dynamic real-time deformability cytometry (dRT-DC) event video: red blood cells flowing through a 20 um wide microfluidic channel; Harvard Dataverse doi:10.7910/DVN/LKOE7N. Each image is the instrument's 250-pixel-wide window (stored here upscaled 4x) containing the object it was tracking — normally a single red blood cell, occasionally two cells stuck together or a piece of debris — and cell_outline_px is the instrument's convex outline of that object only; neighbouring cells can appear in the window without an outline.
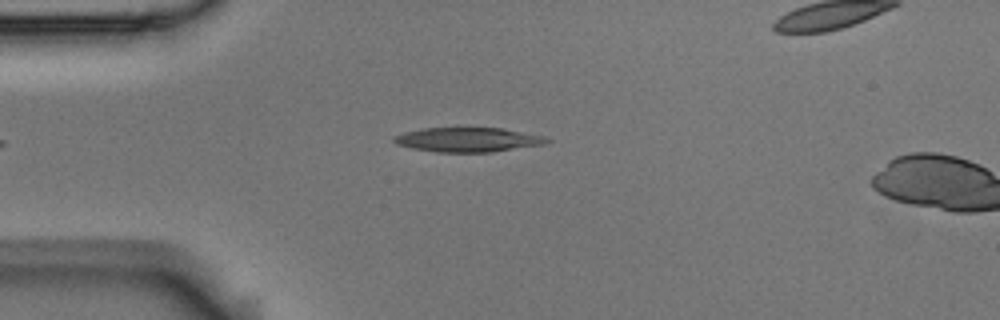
{"species": "Egyptian fruit bat (a non-hibernating species)", "species_latin": "Rousettus aegyptiacus", "temperature_condition": "room temperature", "stored_images_in_passage": 5, "camera_frame_rate_fps": 3000, "um_per_image_px": 0.085, "animal": {"sex": "male"}, "frame": {"image": 1, "passage_image": 4, "time_ms": 1.0, "image_size_px": [1000, 320], "cell_outline_px": [[552, 140], [544, 144], [492, 152], [436, 152], [412, 148], [396, 144], [392, 140], [392, 136], [404, 132], [420, 128], [504, 128], [548, 136]], "centroid_in_image_um": [39.79, 11.87], "position_along_channel_um": 45.2, "area_um2": 22.02}}